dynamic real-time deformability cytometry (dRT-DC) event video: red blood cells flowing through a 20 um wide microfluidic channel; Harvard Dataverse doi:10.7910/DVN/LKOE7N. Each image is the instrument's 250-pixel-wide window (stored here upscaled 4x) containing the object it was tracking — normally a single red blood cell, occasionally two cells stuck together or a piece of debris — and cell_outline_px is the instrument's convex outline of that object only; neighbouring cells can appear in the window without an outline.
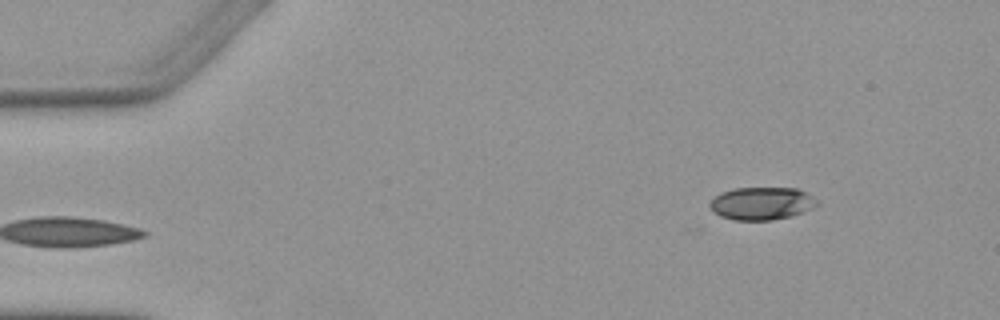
{"species": "Egyptian fruit bat (a non-hibernating species)", "species_latin": "Rousettus aegyptiacus", "temperature_condition": "warm", "stored_images_in_passage": 2, "camera_frame_rate_fps": 3000, "um_per_image_px": 0.085, "animal": {"sex": "female"}, "frame": {"image": 1, "passage_image": 2, "time_ms": 1.0, "image_size_px": [1000, 320], "cell_outline_px": [[820, 204], [804, 212], [792, 216], [772, 220], [732, 220], [720, 216], [708, 204], [720, 192], [736, 188], [796, 188], [812, 196]], "centroid_in_image_um": [64.76, 17.3], "position_along_channel_um": 20.2, "area_um2": 20.4}}